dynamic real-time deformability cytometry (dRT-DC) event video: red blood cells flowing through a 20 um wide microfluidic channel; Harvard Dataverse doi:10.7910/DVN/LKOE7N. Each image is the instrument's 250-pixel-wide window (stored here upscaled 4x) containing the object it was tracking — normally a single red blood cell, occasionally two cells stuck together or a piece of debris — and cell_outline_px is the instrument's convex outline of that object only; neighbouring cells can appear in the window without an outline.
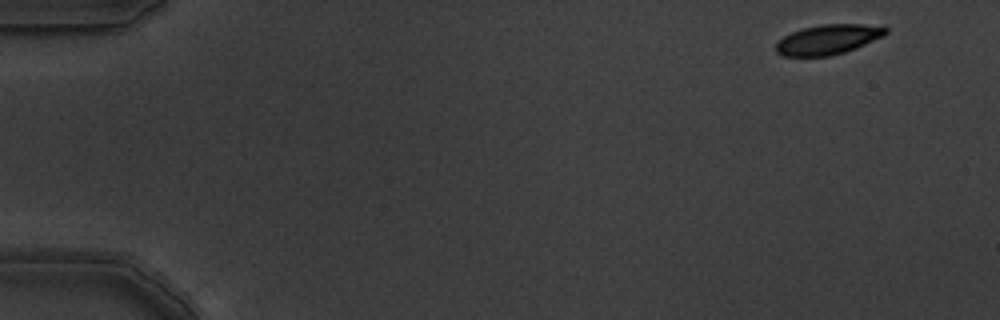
{"species": "common noctule bat (a hibernating species)", "species_latin": "Nyctalus noctula", "temperature_condition": "warm", "stored_images_in_passage": 5, "camera_frame_rate_fps": 3000, "um_per_image_px": 0.085, "animal": {"sex": "male", "body_mass_g": 19.5, "forearm_length_mm": 54.6}, "frame": {"image": 1, "passage_image": 1, "time_ms": 0.0, "image_size_px": [1000, 320], "cell_outline_px": [[888, 32], [884, 36], [856, 48], [844, 52], [828, 56], [784, 56], [776, 52], [776, 44], [784, 36], [800, 28], [824, 24], [884, 24], [888, 28]], "centroid_in_image_um": [70.45, 3.33], "position_along_channel_um": 14.5, "area_um2": 19.31}}
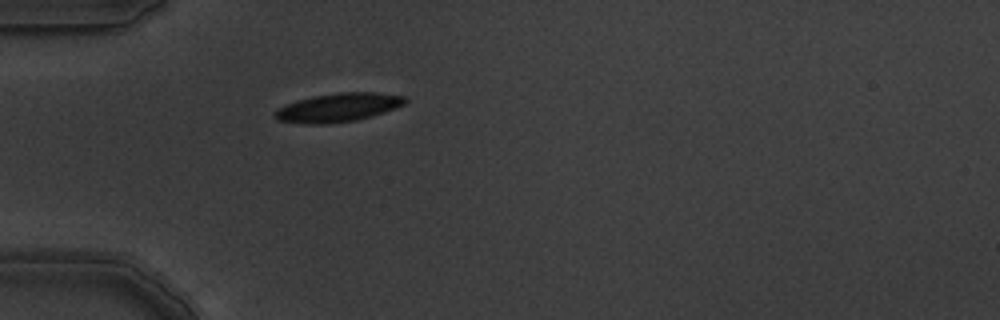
{"frame": {"image": 2, "passage_image": 5, "time_ms": 1.333, "image_size_px": [1000, 320], "cell_outline_px": [[408, 100], [404, 104], [384, 112], [372, 116], [356, 120], [324, 124], [308, 124], [276, 120], [276, 112], [280, 108], [288, 104], [312, 96], [340, 92], [376, 92], [408, 96]], "centroid_in_image_um": [28.82, 9.13], "position_along_channel_um": 56.2, "area_um2": 21.5}}